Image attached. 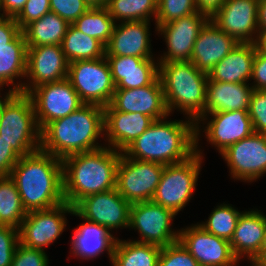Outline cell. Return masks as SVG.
I'll list each match as a JSON object with an SVG mask.
<instances>
[{
  "label": "cell",
  "mask_w": 266,
  "mask_h": 266,
  "mask_svg": "<svg viewBox=\"0 0 266 266\" xmlns=\"http://www.w3.org/2000/svg\"><path fill=\"white\" fill-rule=\"evenodd\" d=\"M256 43H239L224 59L208 73V78L226 83L251 82L252 64Z\"/></svg>",
  "instance_id": "29"
},
{
  "label": "cell",
  "mask_w": 266,
  "mask_h": 266,
  "mask_svg": "<svg viewBox=\"0 0 266 266\" xmlns=\"http://www.w3.org/2000/svg\"><path fill=\"white\" fill-rule=\"evenodd\" d=\"M242 212L233 207L232 204L224 202L214 207L208 219H206L207 221H201L198 224L208 233L230 241Z\"/></svg>",
  "instance_id": "36"
},
{
  "label": "cell",
  "mask_w": 266,
  "mask_h": 266,
  "mask_svg": "<svg viewBox=\"0 0 266 266\" xmlns=\"http://www.w3.org/2000/svg\"><path fill=\"white\" fill-rule=\"evenodd\" d=\"M171 210L151 201L138 202L130 206L129 229L137 230L140 243L165 247L179 240V229H173L174 218Z\"/></svg>",
  "instance_id": "10"
},
{
  "label": "cell",
  "mask_w": 266,
  "mask_h": 266,
  "mask_svg": "<svg viewBox=\"0 0 266 266\" xmlns=\"http://www.w3.org/2000/svg\"><path fill=\"white\" fill-rule=\"evenodd\" d=\"M104 111L142 113L153 120L171 116L159 77L148 86L133 89H115L113 98Z\"/></svg>",
  "instance_id": "20"
},
{
  "label": "cell",
  "mask_w": 266,
  "mask_h": 266,
  "mask_svg": "<svg viewBox=\"0 0 266 266\" xmlns=\"http://www.w3.org/2000/svg\"><path fill=\"white\" fill-rule=\"evenodd\" d=\"M27 95L33 103L40 130L51 121L70 115L84 104L68 79L39 85Z\"/></svg>",
  "instance_id": "14"
},
{
  "label": "cell",
  "mask_w": 266,
  "mask_h": 266,
  "mask_svg": "<svg viewBox=\"0 0 266 266\" xmlns=\"http://www.w3.org/2000/svg\"><path fill=\"white\" fill-rule=\"evenodd\" d=\"M0 93V138L22 157L40 149L41 130L31 98L24 93Z\"/></svg>",
  "instance_id": "6"
},
{
  "label": "cell",
  "mask_w": 266,
  "mask_h": 266,
  "mask_svg": "<svg viewBox=\"0 0 266 266\" xmlns=\"http://www.w3.org/2000/svg\"><path fill=\"white\" fill-rule=\"evenodd\" d=\"M261 263L266 266V254L260 259Z\"/></svg>",
  "instance_id": "54"
},
{
  "label": "cell",
  "mask_w": 266,
  "mask_h": 266,
  "mask_svg": "<svg viewBox=\"0 0 266 266\" xmlns=\"http://www.w3.org/2000/svg\"><path fill=\"white\" fill-rule=\"evenodd\" d=\"M20 155L0 138V177L10 176L12 168L20 159Z\"/></svg>",
  "instance_id": "45"
},
{
  "label": "cell",
  "mask_w": 266,
  "mask_h": 266,
  "mask_svg": "<svg viewBox=\"0 0 266 266\" xmlns=\"http://www.w3.org/2000/svg\"><path fill=\"white\" fill-rule=\"evenodd\" d=\"M26 215L13 179L10 176L0 177V225L19 229Z\"/></svg>",
  "instance_id": "33"
},
{
  "label": "cell",
  "mask_w": 266,
  "mask_h": 266,
  "mask_svg": "<svg viewBox=\"0 0 266 266\" xmlns=\"http://www.w3.org/2000/svg\"><path fill=\"white\" fill-rule=\"evenodd\" d=\"M257 48L266 55V31L260 32L256 42Z\"/></svg>",
  "instance_id": "50"
},
{
  "label": "cell",
  "mask_w": 266,
  "mask_h": 266,
  "mask_svg": "<svg viewBox=\"0 0 266 266\" xmlns=\"http://www.w3.org/2000/svg\"><path fill=\"white\" fill-rule=\"evenodd\" d=\"M160 246L117 239L112 266H158Z\"/></svg>",
  "instance_id": "31"
},
{
  "label": "cell",
  "mask_w": 266,
  "mask_h": 266,
  "mask_svg": "<svg viewBox=\"0 0 266 266\" xmlns=\"http://www.w3.org/2000/svg\"><path fill=\"white\" fill-rule=\"evenodd\" d=\"M10 266H49V259L45 251L28 248L19 243Z\"/></svg>",
  "instance_id": "43"
},
{
  "label": "cell",
  "mask_w": 266,
  "mask_h": 266,
  "mask_svg": "<svg viewBox=\"0 0 266 266\" xmlns=\"http://www.w3.org/2000/svg\"><path fill=\"white\" fill-rule=\"evenodd\" d=\"M19 243V229L0 225V266L12 264L13 255Z\"/></svg>",
  "instance_id": "39"
},
{
  "label": "cell",
  "mask_w": 266,
  "mask_h": 266,
  "mask_svg": "<svg viewBox=\"0 0 266 266\" xmlns=\"http://www.w3.org/2000/svg\"><path fill=\"white\" fill-rule=\"evenodd\" d=\"M115 21L106 7L89 8L72 25L87 36L99 40L104 46L113 34Z\"/></svg>",
  "instance_id": "35"
},
{
  "label": "cell",
  "mask_w": 266,
  "mask_h": 266,
  "mask_svg": "<svg viewBox=\"0 0 266 266\" xmlns=\"http://www.w3.org/2000/svg\"><path fill=\"white\" fill-rule=\"evenodd\" d=\"M69 62L61 45L27 47L24 94L33 88L67 79Z\"/></svg>",
  "instance_id": "18"
},
{
  "label": "cell",
  "mask_w": 266,
  "mask_h": 266,
  "mask_svg": "<svg viewBox=\"0 0 266 266\" xmlns=\"http://www.w3.org/2000/svg\"><path fill=\"white\" fill-rule=\"evenodd\" d=\"M150 21L116 23L105 46V56H135L156 59L152 53Z\"/></svg>",
  "instance_id": "21"
},
{
  "label": "cell",
  "mask_w": 266,
  "mask_h": 266,
  "mask_svg": "<svg viewBox=\"0 0 266 266\" xmlns=\"http://www.w3.org/2000/svg\"><path fill=\"white\" fill-rule=\"evenodd\" d=\"M69 25L66 20L50 11L28 24L22 32L27 47L61 45Z\"/></svg>",
  "instance_id": "30"
},
{
  "label": "cell",
  "mask_w": 266,
  "mask_h": 266,
  "mask_svg": "<svg viewBox=\"0 0 266 266\" xmlns=\"http://www.w3.org/2000/svg\"><path fill=\"white\" fill-rule=\"evenodd\" d=\"M179 241L199 266H238L242 261L234 256L230 241L208 233L198 222L179 229Z\"/></svg>",
  "instance_id": "16"
},
{
  "label": "cell",
  "mask_w": 266,
  "mask_h": 266,
  "mask_svg": "<svg viewBox=\"0 0 266 266\" xmlns=\"http://www.w3.org/2000/svg\"><path fill=\"white\" fill-rule=\"evenodd\" d=\"M116 89L151 85L159 77V61L135 56H105Z\"/></svg>",
  "instance_id": "25"
},
{
  "label": "cell",
  "mask_w": 266,
  "mask_h": 266,
  "mask_svg": "<svg viewBox=\"0 0 266 266\" xmlns=\"http://www.w3.org/2000/svg\"><path fill=\"white\" fill-rule=\"evenodd\" d=\"M258 4L259 0H226L210 21L238 43H256Z\"/></svg>",
  "instance_id": "19"
},
{
  "label": "cell",
  "mask_w": 266,
  "mask_h": 266,
  "mask_svg": "<svg viewBox=\"0 0 266 266\" xmlns=\"http://www.w3.org/2000/svg\"><path fill=\"white\" fill-rule=\"evenodd\" d=\"M154 120L142 113L104 111V141L106 146L123 152L142 135Z\"/></svg>",
  "instance_id": "24"
},
{
  "label": "cell",
  "mask_w": 266,
  "mask_h": 266,
  "mask_svg": "<svg viewBox=\"0 0 266 266\" xmlns=\"http://www.w3.org/2000/svg\"><path fill=\"white\" fill-rule=\"evenodd\" d=\"M104 140V107L83 104L70 115L48 123L41 130L44 152L63 159L69 155L100 149Z\"/></svg>",
  "instance_id": "2"
},
{
  "label": "cell",
  "mask_w": 266,
  "mask_h": 266,
  "mask_svg": "<svg viewBox=\"0 0 266 266\" xmlns=\"http://www.w3.org/2000/svg\"><path fill=\"white\" fill-rule=\"evenodd\" d=\"M130 206L131 204L114 188L83 198L74 206V210L83 219L102 225L113 232L119 228H129Z\"/></svg>",
  "instance_id": "17"
},
{
  "label": "cell",
  "mask_w": 266,
  "mask_h": 266,
  "mask_svg": "<svg viewBox=\"0 0 266 266\" xmlns=\"http://www.w3.org/2000/svg\"><path fill=\"white\" fill-rule=\"evenodd\" d=\"M154 120L123 153L140 161L162 165L187 160L195 153V122L192 119Z\"/></svg>",
  "instance_id": "4"
},
{
  "label": "cell",
  "mask_w": 266,
  "mask_h": 266,
  "mask_svg": "<svg viewBox=\"0 0 266 266\" xmlns=\"http://www.w3.org/2000/svg\"><path fill=\"white\" fill-rule=\"evenodd\" d=\"M199 13L205 14L209 19L222 7L226 0H195Z\"/></svg>",
  "instance_id": "48"
},
{
  "label": "cell",
  "mask_w": 266,
  "mask_h": 266,
  "mask_svg": "<svg viewBox=\"0 0 266 266\" xmlns=\"http://www.w3.org/2000/svg\"><path fill=\"white\" fill-rule=\"evenodd\" d=\"M251 81L254 90H266V55L258 48L253 59Z\"/></svg>",
  "instance_id": "44"
},
{
  "label": "cell",
  "mask_w": 266,
  "mask_h": 266,
  "mask_svg": "<svg viewBox=\"0 0 266 266\" xmlns=\"http://www.w3.org/2000/svg\"><path fill=\"white\" fill-rule=\"evenodd\" d=\"M26 62L27 45L24 33L21 32L9 46L0 47V93L4 86L9 87L6 93H24Z\"/></svg>",
  "instance_id": "28"
},
{
  "label": "cell",
  "mask_w": 266,
  "mask_h": 266,
  "mask_svg": "<svg viewBox=\"0 0 266 266\" xmlns=\"http://www.w3.org/2000/svg\"><path fill=\"white\" fill-rule=\"evenodd\" d=\"M159 79L170 115L177 110L196 122L205 114L208 74L191 61L159 62Z\"/></svg>",
  "instance_id": "5"
},
{
  "label": "cell",
  "mask_w": 266,
  "mask_h": 266,
  "mask_svg": "<svg viewBox=\"0 0 266 266\" xmlns=\"http://www.w3.org/2000/svg\"><path fill=\"white\" fill-rule=\"evenodd\" d=\"M50 11V0H27L14 19L20 29L23 30L28 24L40 19Z\"/></svg>",
  "instance_id": "42"
},
{
  "label": "cell",
  "mask_w": 266,
  "mask_h": 266,
  "mask_svg": "<svg viewBox=\"0 0 266 266\" xmlns=\"http://www.w3.org/2000/svg\"><path fill=\"white\" fill-rule=\"evenodd\" d=\"M72 215L85 222L80 223L81 225L73 230L70 255L88 262L106 252L111 262L118 237L113 236V233L106 227L83 219L75 210Z\"/></svg>",
  "instance_id": "22"
},
{
  "label": "cell",
  "mask_w": 266,
  "mask_h": 266,
  "mask_svg": "<svg viewBox=\"0 0 266 266\" xmlns=\"http://www.w3.org/2000/svg\"><path fill=\"white\" fill-rule=\"evenodd\" d=\"M201 132H204L207 142L221 154L229 146L252 134L254 129L248 111L234 110L201 116L195 122V144L202 140Z\"/></svg>",
  "instance_id": "9"
},
{
  "label": "cell",
  "mask_w": 266,
  "mask_h": 266,
  "mask_svg": "<svg viewBox=\"0 0 266 266\" xmlns=\"http://www.w3.org/2000/svg\"><path fill=\"white\" fill-rule=\"evenodd\" d=\"M90 7L84 0H50L51 12L73 24Z\"/></svg>",
  "instance_id": "41"
},
{
  "label": "cell",
  "mask_w": 266,
  "mask_h": 266,
  "mask_svg": "<svg viewBox=\"0 0 266 266\" xmlns=\"http://www.w3.org/2000/svg\"><path fill=\"white\" fill-rule=\"evenodd\" d=\"M247 262L250 263V266H264L260 260L248 259Z\"/></svg>",
  "instance_id": "53"
},
{
  "label": "cell",
  "mask_w": 266,
  "mask_h": 266,
  "mask_svg": "<svg viewBox=\"0 0 266 266\" xmlns=\"http://www.w3.org/2000/svg\"><path fill=\"white\" fill-rule=\"evenodd\" d=\"M253 91L250 82L226 83L208 78L205 114L234 110L248 111Z\"/></svg>",
  "instance_id": "27"
},
{
  "label": "cell",
  "mask_w": 266,
  "mask_h": 266,
  "mask_svg": "<svg viewBox=\"0 0 266 266\" xmlns=\"http://www.w3.org/2000/svg\"><path fill=\"white\" fill-rule=\"evenodd\" d=\"M165 165L127 157L123 152L117 168L116 189L130 204L151 201Z\"/></svg>",
  "instance_id": "11"
},
{
  "label": "cell",
  "mask_w": 266,
  "mask_h": 266,
  "mask_svg": "<svg viewBox=\"0 0 266 266\" xmlns=\"http://www.w3.org/2000/svg\"><path fill=\"white\" fill-rule=\"evenodd\" d=\"M158 266H199V264L178 240L161 248Z\"/></svg>",
  "instance_id": "38"
},
{
  "label": "cell",
  "mask_w": 266,
  "mask_h": 266,
  "mask_svg": "<svg viewBox=\"0 0 266 266\" xmlns=\"http://www.w3.org/2000/svg\"><path fill=\"white\" fill-rule=\"evenodd\" d=\"M26 1L27 0H0V15L15 17L22 10Z\"/></svg>",
  "instance_id": "47"
},
{
  "label": "cell",
  "mask_w": 266,
  "mask_h": 266,
  "mask_svg": "<svg viewBox=\"0 0 266 266\" xmlns=\"http://www.w3.org/2000/svg\"><path fill=\"white\" fill-rule=\"evenodd\" d=\"M208 20L205 14L196 12L167 24H155L156 34L164 38L167 46V51L161 56L158 55L157 60L159 62L190 61L199 31Z\"/></svg>",
  "instance_id": "15"
},
{
  "label": "cell",
  "mask_w": 266,
  "mask_h": 266,
  "mask_svg": "<svg viewBox=\"0 0 266 266\" xmlns=\"http://www.w3.org/2000/svg\"><path fill=\"white\" fill-rule=\"evenodd\" d=\"M266 254V227L264 231L263 240L260 246V259Z\"/></svg>",
  "instance_id": "52"
},
{
  "label": "cell",
  "mask_w": 266,
  "mask_h": 266,
  "mask_svg": "<svg viewBox=\"0 0 266 266\" xmlns=\"http://www.w3.org/2000/svg\"><path fill=\"white\" fill-rule=\"evenodd\" d=\"M90 8L106 7L108 0H84Z\"/></svg>",
  "instance_id": "51"
},
{
  "label": "cell",
  "mask_w": 266,
  "mask_h": 266,
  "mask_svg": "<svg viewBox=\"0 0 266 266\" xmlns=\"http://www.w3.org/2000/svg\"><path fill=\"white\" fill-rule=\"evenodd\" d=\"M238 44L209 19L199 31L190 61L197 69L208 74Z\"/></svg>",
  "instance_id": "23"
},
{
  "label": "cell",
  "mask_w": 266,
  "mask_h": 266,
  "mask_svg": "<svg viewBox=\"0 0 266 266\" xmlns=\"http://www.w3.org/2000/svg\"><path fill=\"white\" fill-rule=\"evenodd\" d=\"M157 3L158 0H108L106 8L115 23L153 21L157 14Z\"/></svg>",
  "instance_id": "34"
},
{
  "label": "cell",
  "mask_w": 266,
  "mask_h": 266,
  "mask_svg": "<svg viewBox=\"0 0 266 266\" xmlns=\"http://www.w3.org/2000/svg\"><path fill=\"white\" fill-rule=\"evenodd\" d=\"M198 12L195 0H158L155 24H167Z\"/></svg>",
  "instance_id": "37"
},
{
  "label": "cell",
  "mask_w": 266,
  "mask_h": 266,
  "mask_svg": "<svg viewBox=\"0 0 266 266\" xmlns=\"http://www.w3.org/2000/svg\"><path fill=\"white\" fill-rule=\"evenodd\" d=\"M248 114L254 132L266 135V90L253 91Z\"/></svg>",
  "instance_id": "40"
},
{
  "label": "cell",
  "mask_w": 266,
  "mask_h": 266,
  "mask_svg": "<svg viewBox=\"0 0 266 266\" xmlns=\"http://www.w3.org/2000/svg\"><path fill=\"white\" fill-rule=\"evenodd\" d=\"M67 79L85 104L108 106L116 89L105 56L70 62Z\"/></svg>",
  "instance_id": "8"
},
{
  "label": "cell",
  "mask_w": 266,
  "mask_h": 266,
  "mask_svg": "<svg viewBox=\"0 0 266 266\" xmlns=\"http://www.w3.org/2000/svg\"><path fill=\"white\" fill-rule=\"evenodd\" d=\"M61 47L69 63L105 56V46L99 40L85 35L72 24L68 26Z\"/></svg>",
  "instance_id": "32"
},
{
  "label": "cell",
  "mask_w": 266,
  "mask_h": 266,
  "mask_svg": "<svg viewBox=\"0 0 266 266\" xmlns=\"http://www.w3.org/2000/svg\"><path fill=\"white\" fill-rule=\"evenodd\" d=\"M266 227V214L257 208L244 210L230 240L234 256L240 260H260V246Z\"/></svg>",
  "instance_id": "26"
},
{
  "label": "cell",
  "mask_w": 266,
  "mask_h": 266,
  "mask_svg": "<svg viewBox=\"0 0 266 266\" xmlns=\"http://www.w3.org/2000/svg\"><path fill=\"white\" fill-rule=\"evenodd\" d=\"M122 152L104 146L62 159L63 194L73 207L83 198L116 188L117 168Z\"/></svg>",
  "instance_id": "3"
},
{
  "label": "cell",
  "mask_w": 266,
  "mask_h": 266,
  "mask_svg": "<svg viewBox=\"0 0 266 266\" xmlns=\"http://www.w3.org/2000/svg\"><path fill=\"white\" fill-rule=\"evenodd\" d=\"M73 210L72 205L63 202L53 208L27 212L19 228L20 244L45 251L65 231L68 223L66 215L72 216Z\"/></svg>",
  "instance_id": "12"
},
{
  "label": "cell",
  "mask_w": 266,
  "mask_h": 266,
  "mask_svg": "<svg viewBox=\"0 0 266 266\" xmlns=\"http://www.w3.org/2000/svg\"><path fill=\"white\" fill-rule=\"evenodd\" d=\"M22 30L14 17L0 15V47H7Z\"/></svg>",
  "instance_id": "46"
},
{
  "label": "cell",
  "mask_w": 266,
  "mask_h": 266,
  "mask_svg": "<svg viewBox=\"0 0 266 266\" xmlns=\"http://www.w3.org/2000/svg\"><path fill=\"white\" fill-rule=\"evenodd\" d=\"M220 156L231 179L252 183L266 174V135L253 132L229 146Z\"/></svg>",
  "instance_id": "13"
},
{
  "label": "cell",
  "mask_w": 266,
  "mask_h": 266,
  "mask_svg": "<svg viewBox=\"0 0 266 266\" xmlns=\"http://www.w3.org/2000/svg\"><path fill=\"white\" fill-rule=\"evenodd\" d=\"M204 150L195 144V153L187 160L165 165L152 201L176 215L193 197L202 169Z\"/></svg>",
  "instance_id": "7"
},
{
  "label": "cell",
  "mask_w": 266,
  "mask_h": 266,
  "mask_svg": "<svg viewBox=\"0 0 266 266\" xmlns=\"http://www.w3.org/2000/svg\"><path fill=\"white\" fill-rule=\"evenodd\" d=\"M10 177L26 212L53 208L65 202L62 159L41 149L20 157Z\"/></svg>",
  "instance_id": "1"
},
{
  "label": "cell",
  "mask_w": 266,
  "mask_h": 266,
  "mask_svg": "<svg viewBox=\"0 0 266 266\" xmlns=\"http://www.w3.org/2000/svg\"><path fill=\"white\" fill-rule=\"evenodd\" d=\"M258 30H259V33L266 31V0H259Z\"/></svg>",
  "instance_id": "49"
}]
</instances>
